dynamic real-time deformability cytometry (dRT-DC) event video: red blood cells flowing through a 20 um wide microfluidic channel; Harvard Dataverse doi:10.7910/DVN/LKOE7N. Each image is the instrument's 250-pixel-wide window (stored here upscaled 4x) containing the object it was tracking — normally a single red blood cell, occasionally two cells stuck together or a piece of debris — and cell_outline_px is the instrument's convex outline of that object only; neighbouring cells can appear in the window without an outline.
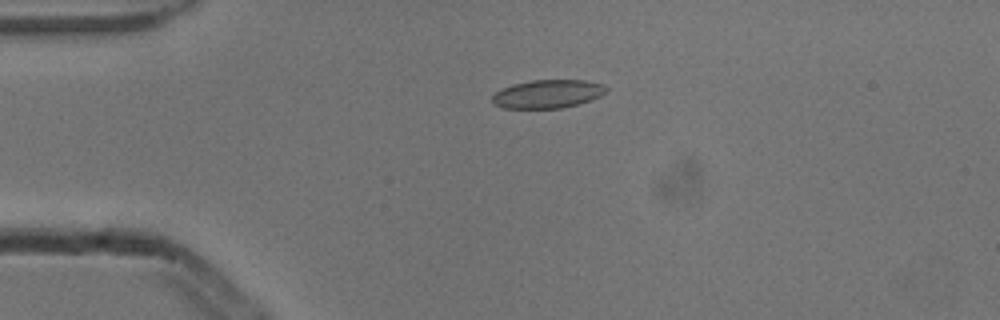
{"species": "common noctule bat (a hibernating species)", "species_latin": "Nyctalus noctula", "temperature_condition": "cold", "stored_images_in_passage": 5, "camera_frame_rate_fps": 3000, "um_per_image_px": 0.085, "animal": {"sex": "male", "body_mass_g": 13.3}, "frame": {"image": 1, "passage_image": 3, "time_ms": 0.667, "image_size_px": [1000, 320], "cell_outline_px": [[608, 88], [600, 96], [576, 104], [560, 108], [504, 108], [492, 104], [492, 96], [496, 92], [512, 84], [532, 80], [584, 80], [604, 84]], "centroid_in_image_um": [46.53, 7.98], "position_along_channel_um": 38.5, "area_um2": 18.67}}
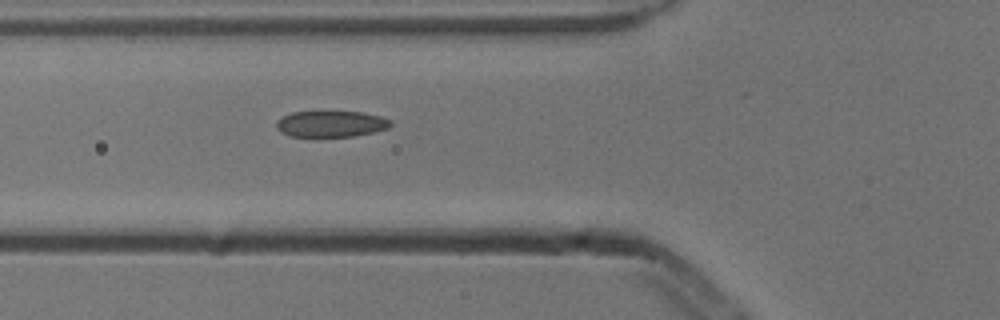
{"frame": {"image": 2, "passage_image": 5, "time_ms": 1.333, "image_size_px": [1000, 320], "cell_outline_px": [[392, 124], [388, 128], [372, 132], [352, 136], [288, 136], [280, 132], [276, 128], [276, 120], [292, 112], [364, 112], [380, 116], [392, 120]], "centroid_in_image_um": [28.12, 10.53], "position_along_channel_um": 97.7, "area_um2": 17.34}}